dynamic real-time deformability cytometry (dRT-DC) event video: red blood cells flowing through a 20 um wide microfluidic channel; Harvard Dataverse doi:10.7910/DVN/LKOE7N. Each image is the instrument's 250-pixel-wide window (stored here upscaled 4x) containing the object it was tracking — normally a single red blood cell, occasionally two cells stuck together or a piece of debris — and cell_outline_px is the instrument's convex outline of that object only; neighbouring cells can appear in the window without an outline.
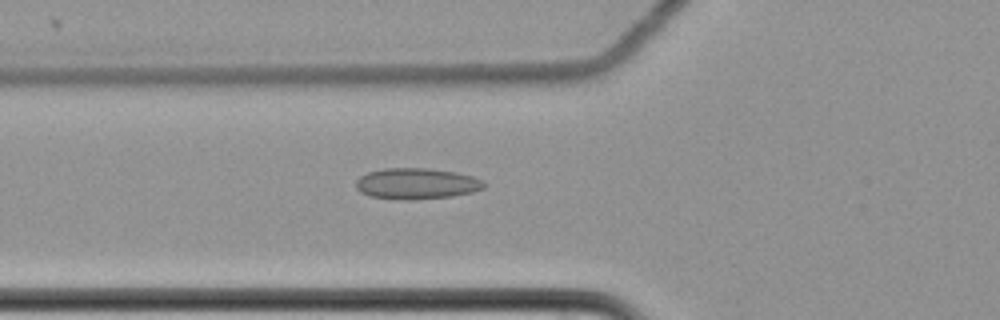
{"species": "common noctule bat (a hibernating species)", "species_latin": "Nyctalus noctula", "temperature_condition": "cold", "stored_images_in_passage": 3, "camera_frame_rate_fps": 3000, "um_per_image_px": 0.085, "animal": {"sex": "female", "body_mass_g": 22.7, "forearm_length_mm": 54.2}, "frame": {"image": 1, "passage_image": 3, "time_ms": 0.667, "image_size_px": [1000, 320], "cell_outline_px": [[484, 188], [472, 192], [452, 196], [408, 200], [404, 200], [372, 196], [360, 192], [356, 188], [356, 180], [360, 176], [368, 172], [384, 168], [428, 168], [456, 172], [472, 176], [484, 180]], "centroid_in_image_um": [35.41, 15.6], "position_along_channel_um": 90.4, "area_um2": 23.12}}